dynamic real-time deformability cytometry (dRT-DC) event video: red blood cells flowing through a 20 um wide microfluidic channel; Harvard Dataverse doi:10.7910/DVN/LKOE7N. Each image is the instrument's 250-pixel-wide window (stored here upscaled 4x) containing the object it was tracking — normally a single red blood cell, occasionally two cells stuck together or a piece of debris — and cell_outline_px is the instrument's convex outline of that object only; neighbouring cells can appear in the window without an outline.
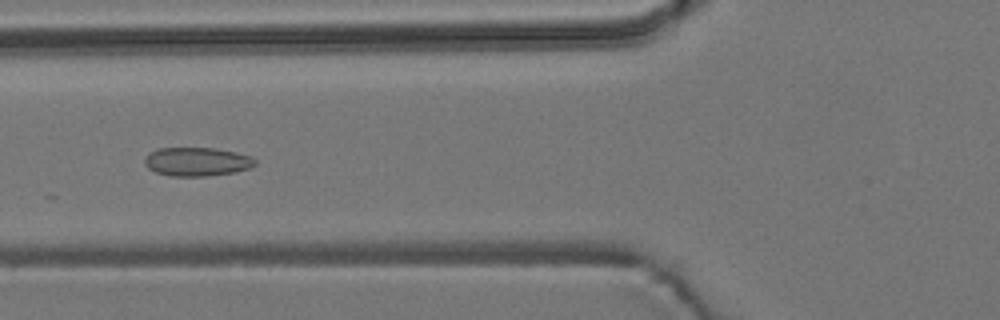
{"species": "common noctule bat (a hibernating species)", "species_latin": "Nyctalus noctula", "temperature_condition": "room temperature", "stored_images_in_passage": 43, "camera_frame_rate_fps": 3000, "um_per_image_px": 0.085, "animal": {"sex": "male", "body_mass_g": 19.2, "forearm_length_mm": 51.8}, "frame": {"image": 1, "passage_image": 20, "time_ms": 6.333, "image_size_px": [1000, 320], "cell_outline_px": [[256, 164], [248, 168], [236, 172], [204, 176], [172, 176], [156, 172], [148, 168], [144, 164], [144, 160], [148, 152], [160, 148], [216, 148], [236, 152], [252, 156], [256, 160]], "centroid_in_image_um": [16.74, 13.73], "position_along_channel_um": 109.1, "area_um2": 18.55}}
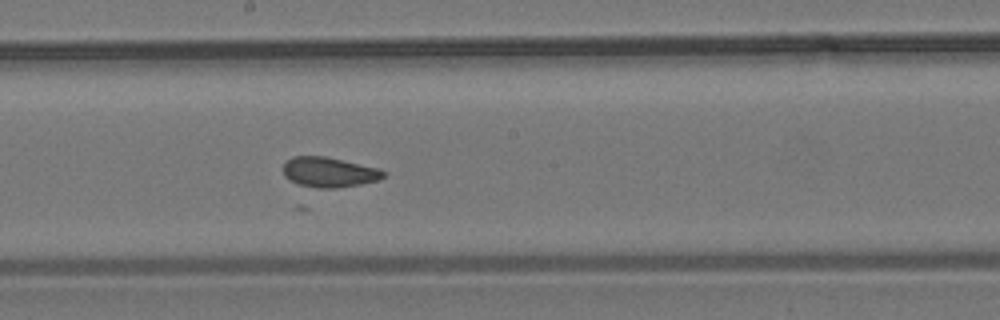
{"frame": {"image": 2, "passage_image": 29, "time_ms": 9.333, "image_size_px": [1000, 320], "cell_outline_px": [[388, 172], [384, 176], [376, 180], [360, 184], [336, 188], [316, 188], [300, 184], [288, 180], [284, 176], [284, 160], [292, 156], [324, 156], [380, 168]], "centroid_in_image_um": [27.96, 14.62], "position_along_channel_um": 220.2, "area_um2": 17.63}}
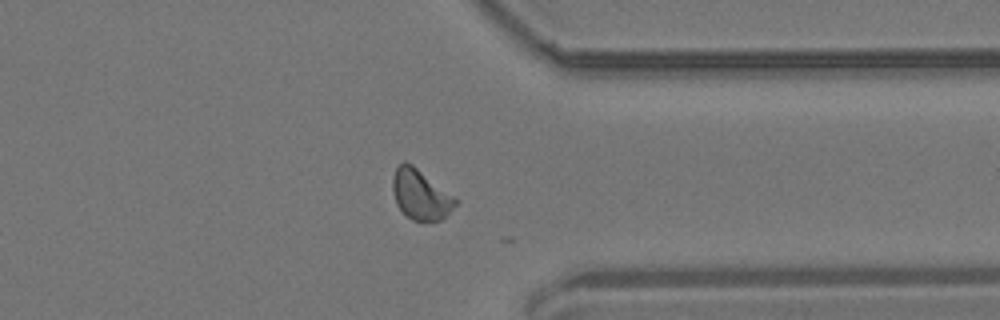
{"frame": {"image": 3, "passage_image": 42, "time_ms": 13.667, "image_size_px": [1000, 320], "cell_outline_px": [[456, 204], [440, 220], [412, 220], [396, 204], [392, 188], [392, 176], [396, 168], [404, 160], [412, 164], [456, 196]], "centroid_in_image_um": [35.73, 16.5], "position_along_channel_um": 375.7, "area_um2": 18.15}, "authors_computed_cell_mechanics": {"area_um2": 18.4382, "velocity_mm_per_s": 3.7068, "shape_relaxation_time_tau1_ms": null, "shape_relaxation_time_tau2_ms": 1.821, "deformation_change_tau1": null, "deformation_change_tau2": 0.0531}}